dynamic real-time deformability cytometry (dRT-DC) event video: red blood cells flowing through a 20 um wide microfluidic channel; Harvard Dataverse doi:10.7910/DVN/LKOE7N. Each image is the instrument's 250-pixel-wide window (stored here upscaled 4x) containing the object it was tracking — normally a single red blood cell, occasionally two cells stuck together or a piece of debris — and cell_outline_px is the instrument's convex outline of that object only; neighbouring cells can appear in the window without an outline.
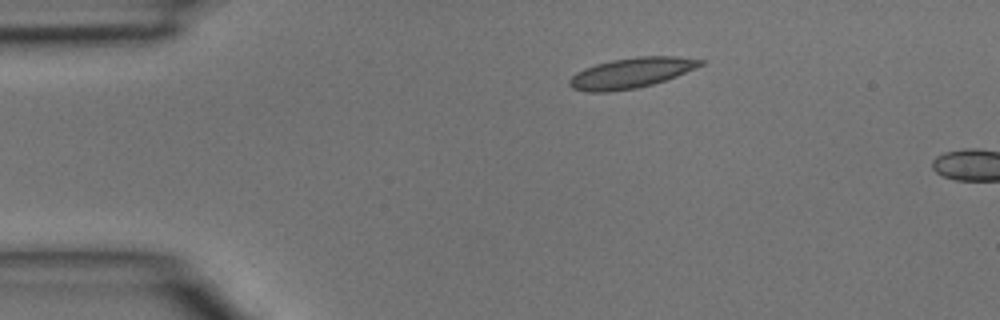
{"species": "common noctule bat (a hibernating species)", "species_latin": "Nyctalus noctula", "temperature_condition": "room temperature", "stored_images_in_passage": 5, "camera_frame_rate_fps": 3000, "um_per_image_px": 0.085, "animal": {"sex": "male", "body_mass_g": 15.6}, "frame": {"image": 1, "passage_image": 5, "time_ms": 1.333, "image_size_px": [1000, 320], "cell_outline_px": [[704, 64], [696, 68], [676, 76], [652, 84], [636, 88], [608, 92], [588, 92], [572, 88], [568, 84], [568, 80], [576, 72], [584, 68], [596, 64], [612, 60], [636, 56], [676, 56], [704, 60]], "centroid_in_image_um": [53.63, 6.19], "position_along_channel_um": 31.4, "area_um2": 23.12}}